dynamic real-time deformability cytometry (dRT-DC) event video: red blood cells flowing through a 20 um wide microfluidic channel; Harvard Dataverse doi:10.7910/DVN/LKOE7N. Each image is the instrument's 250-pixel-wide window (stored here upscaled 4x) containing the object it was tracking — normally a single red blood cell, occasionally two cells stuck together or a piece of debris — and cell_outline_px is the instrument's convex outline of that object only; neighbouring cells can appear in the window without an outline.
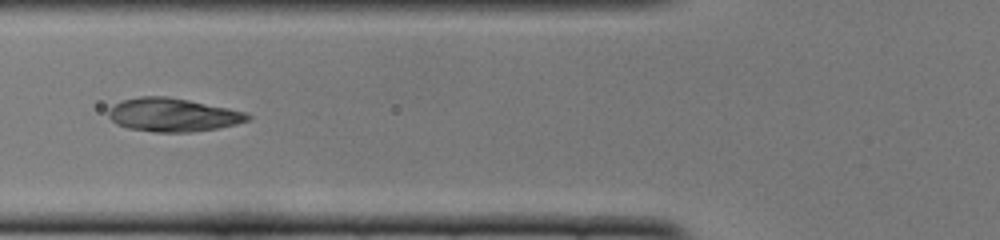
{"species": "common noctule bat (a hibernating species)", "species_latin": "Nyctalus noctula", "temperature_condition": "cold", "stored_images_in_passage": 23, "camera_frame_rate_fps": 3000, "um_per_image_px": 0.085, "animal": {"sex": "female", "body_mass_g": 22.0, "forearm_length_mm": 56.7}, "frame": {"image": 1, "passage_image": 4, "time_ms": 1.0, "image_size_px": [1000, 240], "cell_outline_px": [[244, 116], [240, 120], [224, 124], [204, 128], [144, 128], [120, 104], [128, 100], [180, 100], [232, 112]], "centroid_in_image_um": [15.07, 9.72], "position_along_channel_um": 110.7, "area_um2": 18.15}}
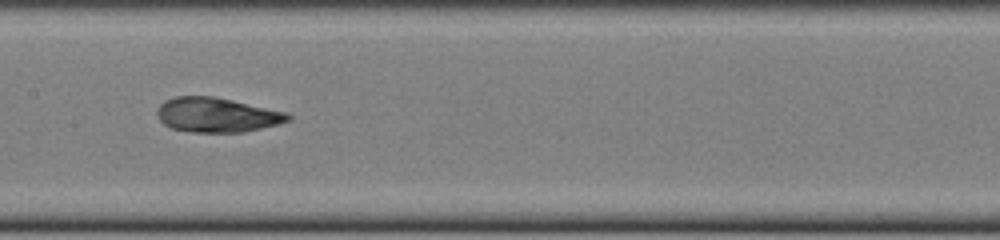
{"frame": {"image": 2, "passage_image": 10, "time_ms": 3.0, "image_size_px": [1000, 240], "cell_outline_px": [[288, 116], [284, 120], [268, 124], [248, 128], [176, 128], [168, 124], [164, 108], [164, 104], [172, 100], [188, 96], [200, 96], [224, 100]], "centroid_in_image_um": [18.35, 9.7], "position_along_channel_um": 189.0, "area_um2": 20.46}}
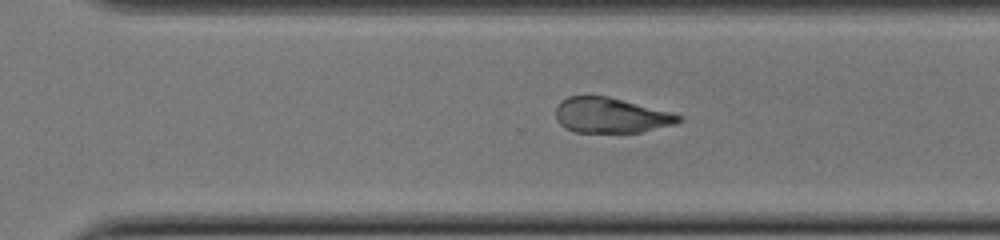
{"frame": {"image": 3, "passage_image": 20, "time_ms": 6.333, "image_size_px": [1000, 240], "cell_outline_px": [[676, 120], [632, 132], [584, 132], [572, 128], [568, 100], [576, 96], [596, 96], [616, 100], [676, 116]], "centroid_in_image_um": [52.06, 9.82], "position_along_channel_um": 318.5, "area_um2": 19.88}}